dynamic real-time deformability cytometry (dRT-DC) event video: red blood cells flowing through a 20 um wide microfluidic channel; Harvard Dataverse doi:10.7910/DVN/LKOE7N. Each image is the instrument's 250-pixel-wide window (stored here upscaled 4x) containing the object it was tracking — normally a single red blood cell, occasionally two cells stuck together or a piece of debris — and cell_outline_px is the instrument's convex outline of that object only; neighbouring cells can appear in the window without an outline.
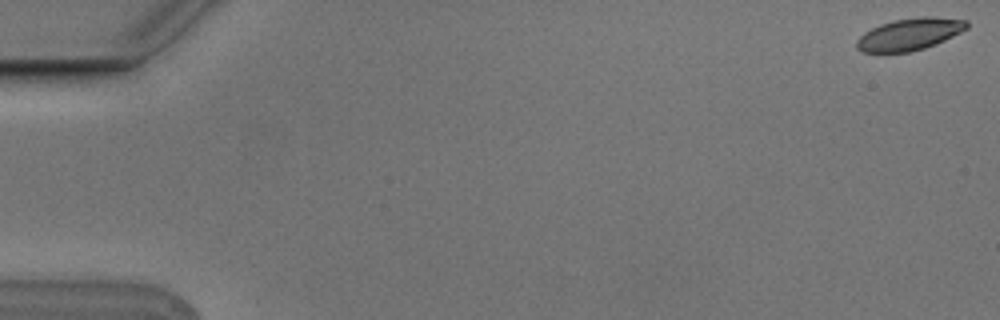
{"species": "Egyptian fruit bat (a non-hibernating species)", "species_latin": "Rousettus aegyptiacus", "temperature_condition": "cold", "stored_images_in_passage": 6, "camera_frame_rate_fps": 3000, "um_per_image_px": 0.085, "animal": {"sex": "male"}, "frame": {"image": 1, "passage_image": 1, "time_ms": 0.0, "image_size_px": [1000, 320], "cell_outline_px": [[968, 28], [936, 44], [924, 48], [908, 52], [860, 52], [856, 48], [856, 40], [864, 32], [880, 24], [892, 20], [920, 16], [932, 16], [968, 20]], "centroid_in_image_um": [77.3, 2.9], "position_along_channel_um": 7.7, "area_um2": 20.63}}
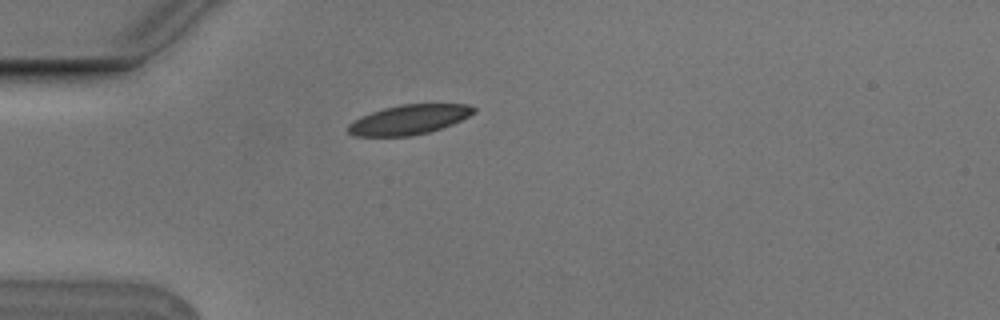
{"frame": {"image": 2, "passage_image": 5, "time_ms": 1.333, "image_size_px": [1000, 320], "cell_outline_px": [[476, 112], [452, 124], [428, 132], [412, 136], [356, 136], [348, 132], [348, 124], [352, 120], [360, 116], [384, 108], [400, 104], [468, 104], [476, 108]], "centroid_in_image_um": [34.75, 10.16], "position_along_channel_um": 50.3, "area_um2": 21.68}}